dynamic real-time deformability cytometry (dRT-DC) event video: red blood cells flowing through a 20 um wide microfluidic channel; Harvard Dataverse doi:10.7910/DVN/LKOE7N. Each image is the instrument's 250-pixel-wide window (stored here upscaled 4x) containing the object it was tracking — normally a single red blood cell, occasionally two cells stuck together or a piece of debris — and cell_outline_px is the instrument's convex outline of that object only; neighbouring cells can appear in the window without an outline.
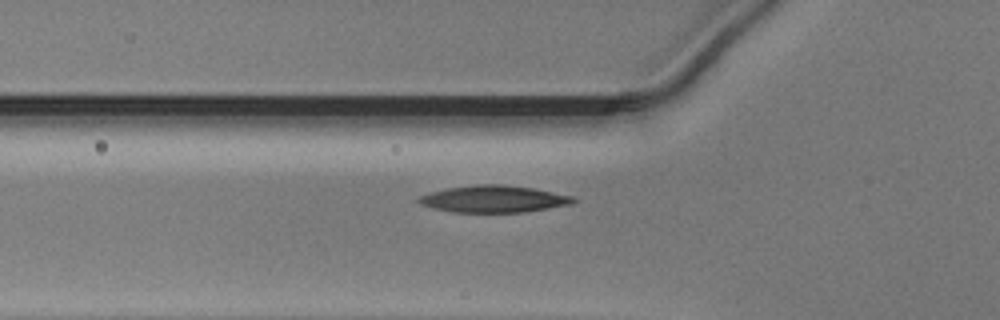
{"species": "Egyptian fruit bat (a non-hibernating species)", "species_latin": "Rousettus aegyptiacus", "temperature_condition": "warm", "stored_images_in_passage": 34, "camera_frame_rate_fps": 3000, "um_per_image_px": 0.085, "animal": {"sex": "male"}, "frame": {"image": 1, "passage_image": 4, "time_ms": 1.0, "image_size_px": [1000, 320], "cell_outline_px": [[576, 200], [572, 204], [524, 212], [452, 212], [432, 208], [420, 204], [416, 200], [420, 196], [444, 188], [476, 184], [500, 184], [532, 188], [572, 196]], "centroid_in_image_um": [41.92, 16.91], "position_along_channel_um": 83.9, "area_um2": 24.16}}
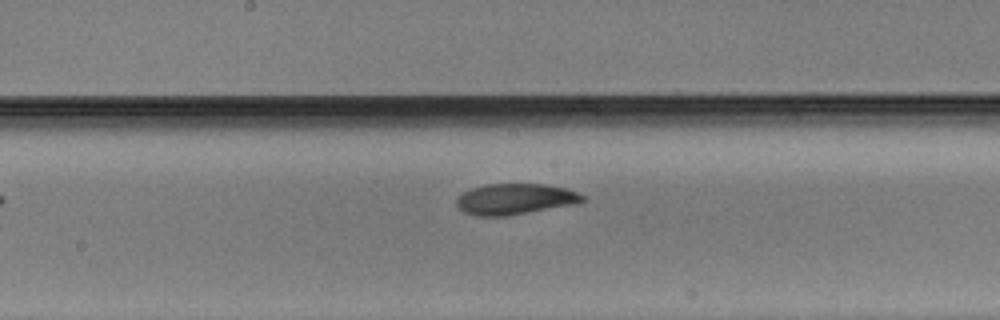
{"frame": {"image": 2, "passage_image": 13, "time_ms": 4.0, "image_size_px": [1000, 320], "cell_outline_px": [[584, 200], [572, 204], [508, 216], [476, 216], [464, 212], [456, 208], [456, 200], [464, 192], [472, 188], [484, 184], [544, 184], [568, 188], [584, 196]], "centroid_in_image_um": [43.73, 16.92], "position_along_channel_um": 204.5, "area_um2": 22.6}}
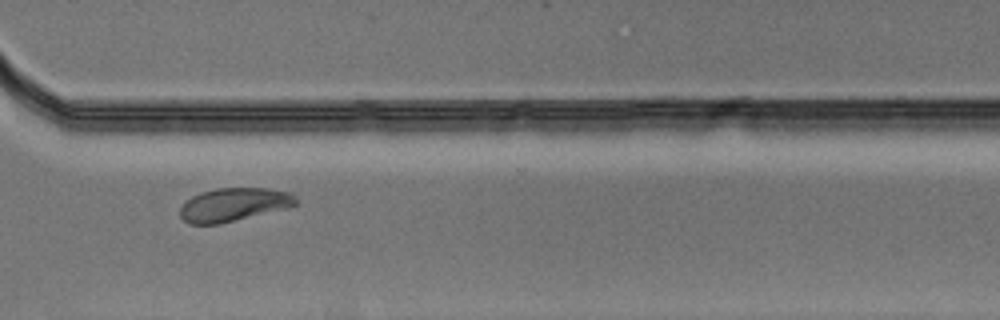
{"frame": {"image": 3, "passage_image": 24, "time_ms": 7.667, "image_size_px": [1000, 320], "cell_outline_px": [[296, 204], [284, 208], [220, 224], [188, 224], [180, 216], [180, 208], [192, 196], [200, 192], [216, 188], [268, 188], [292, 192], [296, 196]], "centroid_in_image_um": [19.85, 17.38], "position_along_channel_um": 350.7, "area_um2": 22.37}}